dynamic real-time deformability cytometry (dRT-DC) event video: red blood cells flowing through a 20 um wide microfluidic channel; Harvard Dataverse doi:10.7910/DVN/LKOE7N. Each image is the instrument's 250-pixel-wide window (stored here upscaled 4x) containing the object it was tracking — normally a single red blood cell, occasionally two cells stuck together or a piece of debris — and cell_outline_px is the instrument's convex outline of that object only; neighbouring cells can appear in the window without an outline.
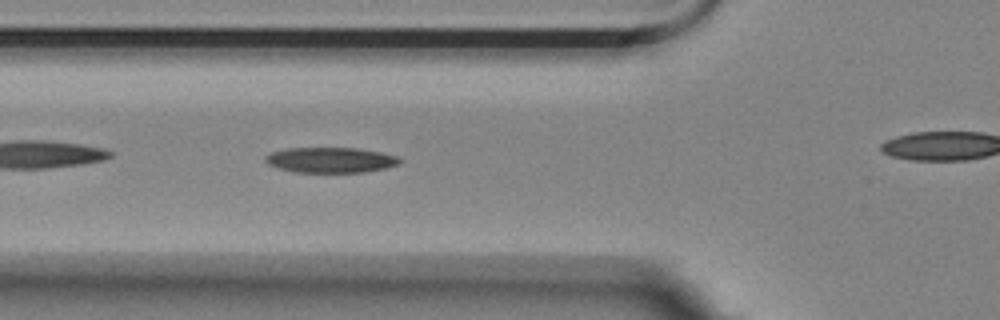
{"species": "Egyptian fruit bat (a non-hibernating species)", "species_latin": "Rousettus aegyptiacus", "temperature_condition": "room temperature", "stored_images_in_passage": 31, "camera_frame_rate_fps": 3000, "um_per_image_px": 0.085, "animal": {"sex": "female"}, "frame": {"image": 1, "passage_image": 5, "time_ms": 1.333, "image_size_px": [1000, 320], "cell_outline_px": [[400, 164], [384, 168], [364, 172], [292, 172], [268, 164], [264, 160], [264, 156], [272, 152], [288, 148], [356, 148], [380, 152], [396, 156], [400, 160]], "centroid_in_image_um": [28.07, 13.6], "position_along_channel_um": 97.7, "area_um2": 19.71}}
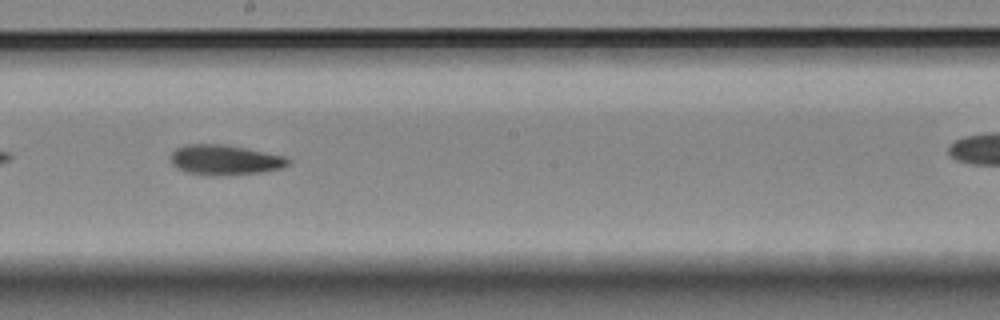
{"frame": {"image": 2, "passage_image": 16, "time_ms": 5.0, "image_size_px": [1000, 320], "cell_outline_px": [[292, 160], [288, 164], [280, 168], [260, 172], [216, 176], [212, 176], [188, 172], [176, 168], [172, 164], [168, 156], [176, 148], [188, 144], [224, 144], [288, 156]], "centroid_in_image_um": [19.1, 13.58], "position_along_channel_um": 229.1, "area_um2": 20.75}}
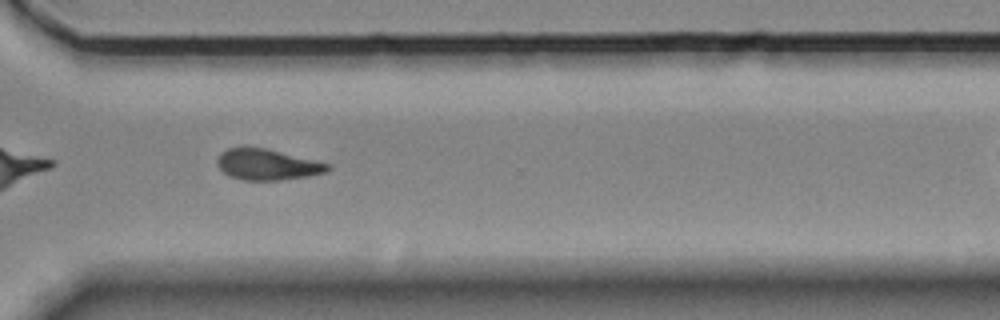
{"frame": {"image": 3, "passage_image": 26, "time_ms": 8.333, "image_size_px": [1000, 320], "cell_outline_px": [[332, 168], [328, 172], [308, 176], [280, 180], [244, 180], [228, 176], [216, 164], [216, 160], [220, 152], [228, 148], [244, 144], [268, 148], [332, 164]], "centroid_in_image_um": [22.71, 13.94], "position_along_channel_um": 347.9, "area_um2": 20.69}}